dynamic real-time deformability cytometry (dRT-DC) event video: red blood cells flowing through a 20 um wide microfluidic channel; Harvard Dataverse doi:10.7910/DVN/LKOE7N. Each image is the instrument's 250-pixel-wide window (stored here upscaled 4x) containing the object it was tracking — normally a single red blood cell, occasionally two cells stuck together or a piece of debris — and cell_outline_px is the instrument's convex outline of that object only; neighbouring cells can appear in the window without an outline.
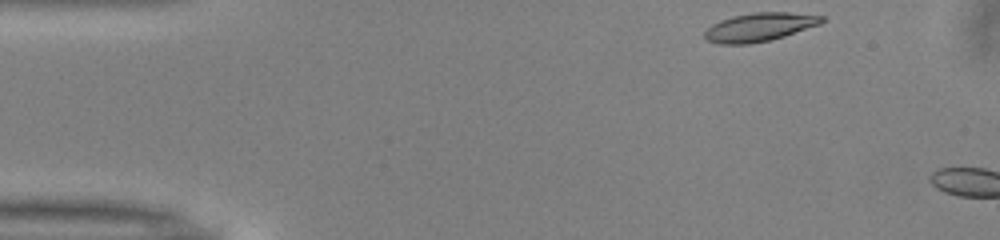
{"species": "common noctule bat (a hibernating species)", "species_latin": "Nyctalus noctula", "temperature_condition": "warm", "stored_images_in_passage": 3, "camera_frame_rate_fps": 3000, "um_per_image_px": 0.085, "animal": {"sex": "male", "body_mass_g": 13.0, "forearm_length_mm": 53.1}, "frame": {"image": 1, "passage_image": 1, "time_ms": 0.0, "image_size_px": [1000, 240], "cell_outline_px": [[824, 20], [820, 24], [784, 36], [768, 40], [748, 44], [720, 44], [708, 40], [704, 36], [704, 32], [712, 24], [720, 20], [732, 16], [752, 12], [788, 12], [824, 16]], "centroid_in_image_um": [64.54, 2.29], "position_along_channel_um": 20.5, "area_um2": 19.31}}